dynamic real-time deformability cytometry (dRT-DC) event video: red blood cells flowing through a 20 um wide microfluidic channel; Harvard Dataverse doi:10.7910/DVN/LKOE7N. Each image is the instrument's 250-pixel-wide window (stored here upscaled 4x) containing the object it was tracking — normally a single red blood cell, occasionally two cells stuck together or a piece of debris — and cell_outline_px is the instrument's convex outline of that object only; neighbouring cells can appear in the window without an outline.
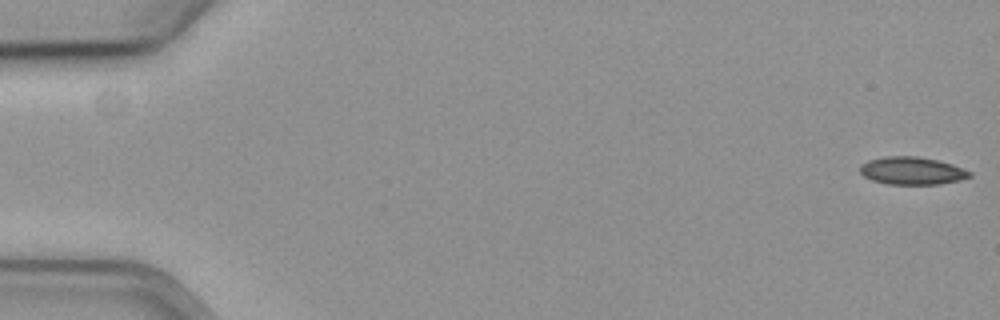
{"species": "common noctule bat (a hibernating species)", "species_latin": "Nyctalus noctula", "temperature_condition": "cold", "stored_images_in_passage": 58, "camera_frame_rate_fps": 3000, "um_per_image_px": 0.085, "animal": {"sex": "female", "body_mass_g": 19.3, "forearm_length_mm": 54.1}, "frame": {"image": 1, "passage_image": 1, "time_ms": 0.0, "image_size_px": [1000, 320], "cell_outline_px": [[972, 176], [960, 180], [940, 184], [888, 184], [872, 180], [864, 176], [860, 172], [860, 164], [868, 160], [884, 156], [916, 156], [936, 160], [952, 164], [972, 172]], "centroid_in_image_um": [77.51, 14.51], "position_along_channel_um": 7.5, "area_um2": 17.69}}
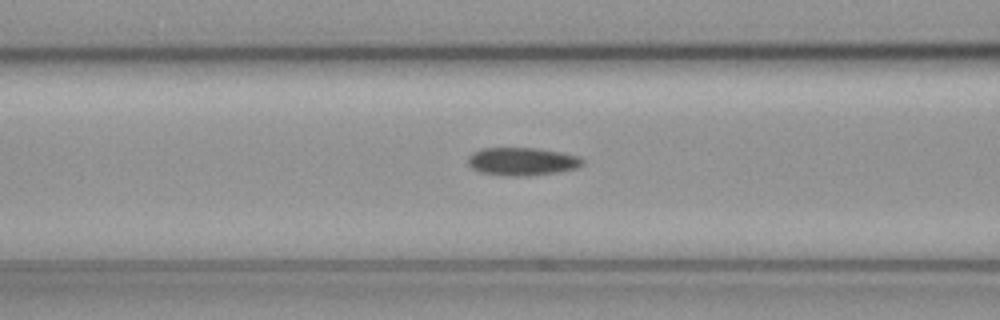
{"frame": {"image": 2, "passage_image": 24, "time_ms": 7.667, "image_size_px": [1000, 320], "cell_outline_px": [[584, 164], [576, 168], [560, 172], [524, 176], [508, 176], [480, 172], [472, 168], [468, 164], [468, 156], [472, 152], [480, 148], [536, 148], [560, 152], [580, 156], [584, 160]], "centroid_in_image_um": [44.38, 13.72], "position_along_channel_um": 122.2, "area_um2": 18.84}}
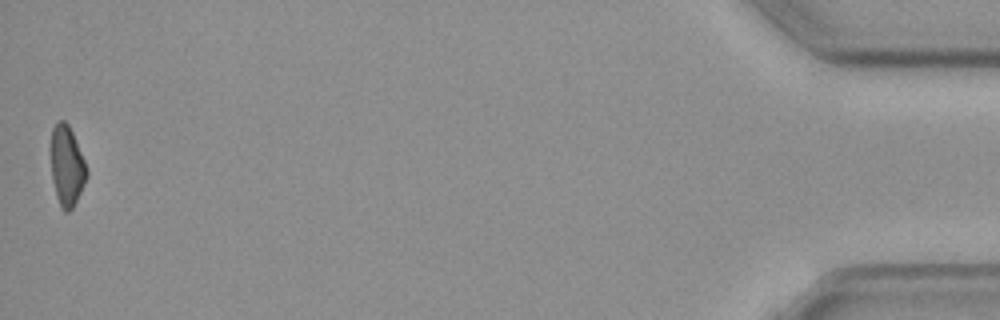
{"frame": {"image": 3, "passage_image": 58, "time_ms": 19.0, "image_size_px": [1000, 320], "cell_outline_px": [[88, 176], [72, 208], [68, 212], [64, 212], [60, 208], [56, 196], [52, 180], [52, 128], [60, 120], [64, 120], [68, 124], [72, 132], [84, 160], [88, 172]], "centroid_in_image_um": [5.69, 14.14], "position_along_channel_um": 429.5, "area_um2": 16.42}, "authors_computed_cell_mechanics": {"area_um2": 18.207, "velocity_mm_per_s": 3.592, "shape_relaxation_time_tau1_ms": 7.5082, "shape_relaxation_time_tau2_ms": 5.6711, "deformation_change_tau1": 0.1527, "deformation_change_tau2": 0.1325}}